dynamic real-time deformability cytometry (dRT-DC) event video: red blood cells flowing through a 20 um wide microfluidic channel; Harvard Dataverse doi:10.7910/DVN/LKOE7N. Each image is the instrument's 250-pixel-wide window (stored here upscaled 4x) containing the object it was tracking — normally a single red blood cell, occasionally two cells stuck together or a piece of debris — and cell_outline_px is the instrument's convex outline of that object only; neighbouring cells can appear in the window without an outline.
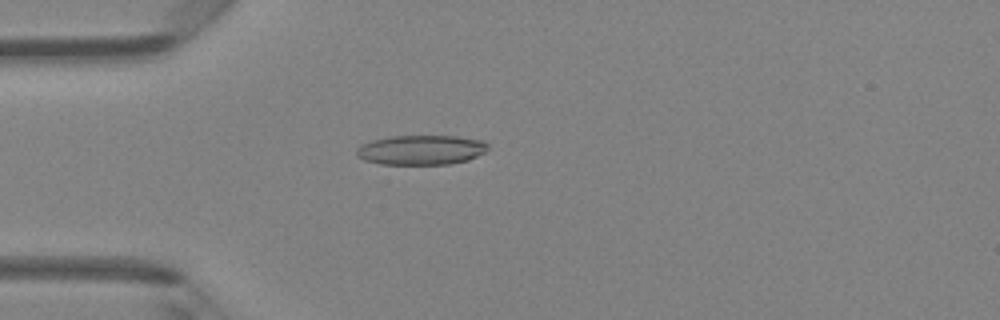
{"species": "Egyptian fruit bat (a non-hibernating species)", "species_latin": "Rousettus aegyptiacus", "temperature_condition": "room temperature", "stored_images_in_passage": 44, "camera_frame_rate_fps": 3000, "um_per_image_px": 0.085, "animal": {"sex": "female"}, "frame": {"image": 1, "passage_image": 10, "time_ms": 3.0, "image_size_px": [1000, 320], "cell_outline_px": [[488, 148], [484, 152], [468, 160], [448, 164], [380, 164], [364, 160], [356, 156], [356, 148], [360, 144], [372, 140], [388, 136], [456, 136], [484, 140], [488, 144]], "centroid_in_image_um": [35.76, 12.74], "position_along_channel_um": 49.2, "area_um2": 22.89}}
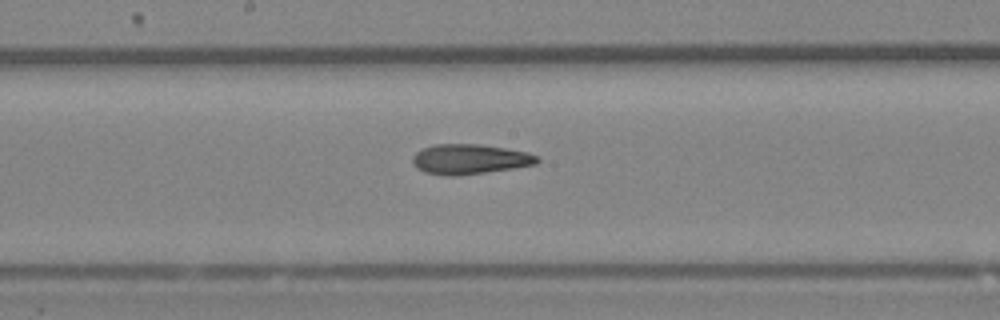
{"frame": {"image": 2, "passage_image": 22, "time_ms": 7.0, "image_size_px": [1000, 320], "cell_outline_px": [[540, 160], [536, 164], [512, 168], [456, 176], [444, 176], [424, 172], [416, 168], [412, 164], [412, 156], [420, 148], [436, 144], [480, 144], [528, 152], [540, 156]], "centroid_in_image_um": [39.89, 13.53], "position_along_channel_um": 208.3, "area_um2": 21.96}}
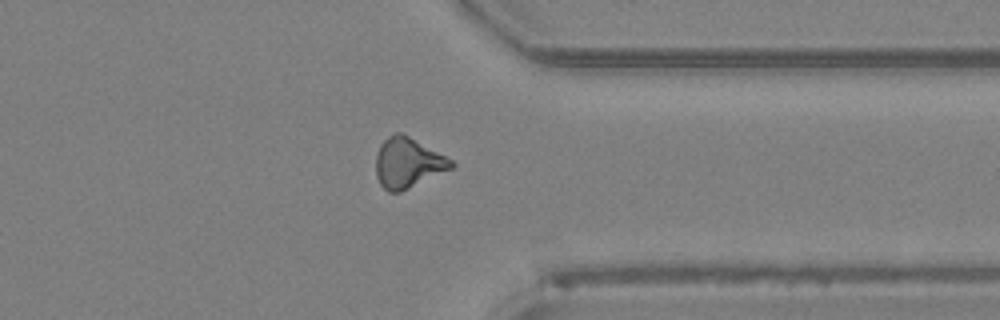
{"frame": {"image": 3, "passage_image": 34, "time_ms": 11.0, "image_size_px": [1000, 320], "cell_outline_px": [[456, 164], [452, 168], [400, 192], [388, 192], [380, 184], [376, 176], [376, 156], [380, 144], [388, 136], [396, 132], [400, 132], [408, 136], [452, 160]], "centroid_in_image_um": [34.64, 13.85], "position_along_channel_um": 376.8, "area_um2": 21.68}, "authors_computed_cell_mechanics": {"area_um2": 21.7039, "velocity_mm_per_s": 4.3062, "shape_relaxation_time_tau1_ms": null, "shape_relaxation_time_tau2_ms": 4.1509, "deformation_change_tau1": null, "deformation_change_tau2": 0.1366}}